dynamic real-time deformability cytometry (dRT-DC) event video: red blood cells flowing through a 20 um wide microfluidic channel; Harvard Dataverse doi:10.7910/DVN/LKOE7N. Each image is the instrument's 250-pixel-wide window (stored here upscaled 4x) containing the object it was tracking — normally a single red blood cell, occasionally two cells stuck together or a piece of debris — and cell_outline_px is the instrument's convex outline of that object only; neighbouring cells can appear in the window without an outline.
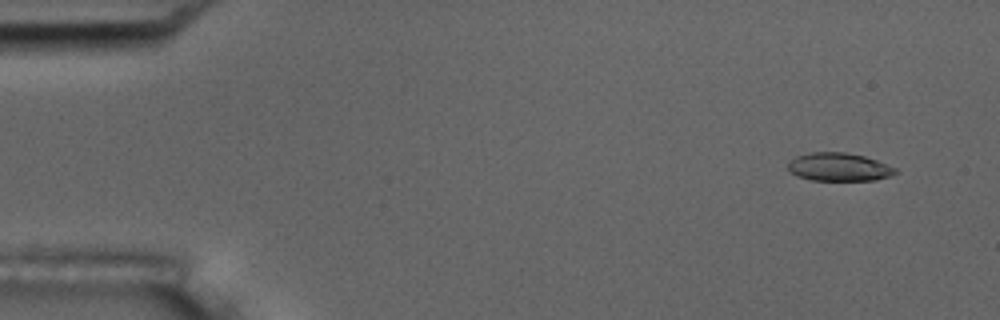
{"species": "common noctule bat (a hibernating species)", "species_latin": "Nyctalus noctula", "temperature_condition": "room temperature", "stored_images_in_passage": 12, "camera_frame_rate_fps": 3000, "um_per_image_px": 0.085, "animal": {"sex": "male", "body_mass_g": 17.5, "forearm_length_mm": 52.3}, "frame": {"image": 1, "passage_image": 4, "time_ms": 1.0, "image_size_px": [1000, 320], "cell_outline_px": [[900, 172], [892, 176], [876, 180], [812, 180], [796, 176], [788, 168], [788, 160], [796, 156], [812, 152], [844, 152], [864, 156], [876, 160], [896, 168]], "centroid_in_image_um": [71.33, 14.2], "position_along_channel_um": 13.7, "area_um2": 17.74}}